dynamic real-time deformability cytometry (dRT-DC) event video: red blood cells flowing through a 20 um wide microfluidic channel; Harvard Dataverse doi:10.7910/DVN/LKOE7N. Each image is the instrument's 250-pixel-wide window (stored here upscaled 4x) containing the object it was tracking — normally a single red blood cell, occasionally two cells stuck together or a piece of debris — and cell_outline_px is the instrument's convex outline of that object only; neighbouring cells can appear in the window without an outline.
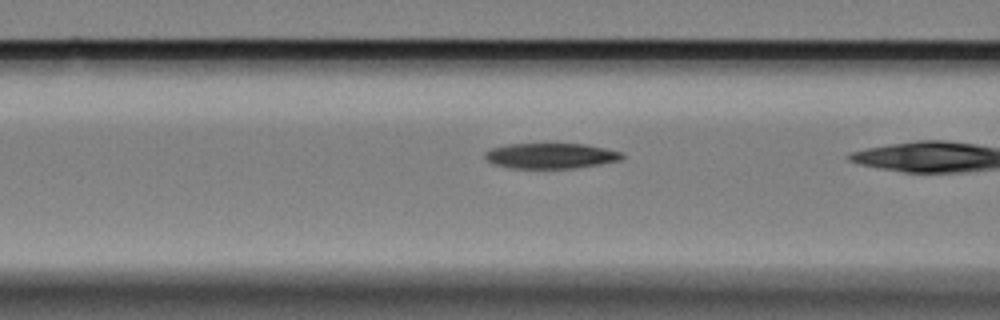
{"species": "Egyptian fruit bat (a non-hibernating species)", "species_latin": "Rousettus aegyptiacus", "temperature_condition": "cold", "stored_images_in_passage": 10, "camera_frame_rate_fps": 3000, "um_per_image_px": 0.085, "animal": {"sex": "female"}, "frame": {"image": 1, "passage_image": 9, "time_ms": 2.667, "image_size_px": [1000, 320], "cell_outline_px": [[624, 156], [620, 160], [600, 164], [572, 168], [512, 168], [492, 164], [484, 156], [484, 152], [492, 148], [508, 144], [584, 144], [604, 148], [620, 152]], "centroid_in_image_um": [46.78, 13.24], "position_along_channel_um": 119.8, "area_um2": 20.11}}